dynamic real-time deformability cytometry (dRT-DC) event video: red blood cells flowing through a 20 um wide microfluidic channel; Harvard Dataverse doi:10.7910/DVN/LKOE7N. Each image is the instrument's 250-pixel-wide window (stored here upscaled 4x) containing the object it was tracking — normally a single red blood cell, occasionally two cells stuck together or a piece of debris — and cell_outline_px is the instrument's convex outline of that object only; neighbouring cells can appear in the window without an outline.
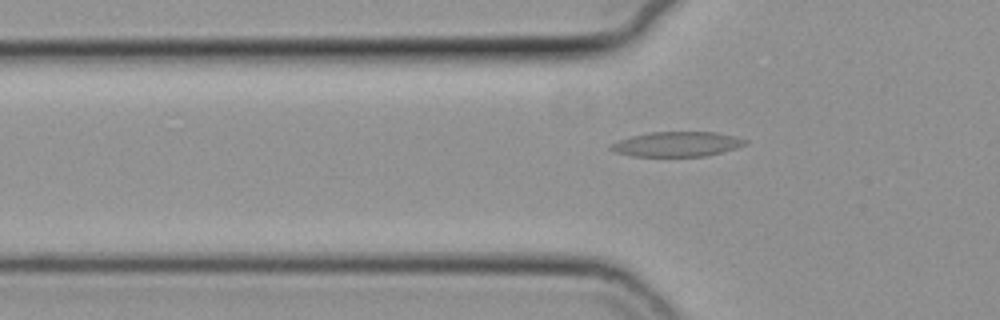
{"species": "common noctule bat (a hibernating species)", "species_latin": "Nyctalus noctula", "temperature_condition": "cold", "stored_images_in_passage": 45, "camera_frame_rate_fps": 3000, "um_per_image_px": 0.085, "animal": {"sex": "female", "body_mass_g": 19.3, "forearm_length_mm": 54.1}, "frame": {"image": 1, "passage_image": 8, "time_ms": 2.333, "image_size_px": [1000, 320], "cell_outline_px": [[748, 144], [736, 148], [704, 156], [632, 156], [616, 152], [608, 148], [612, 144], [620, 140], [632, 136], [648, 132], [716, 132], [736, 136], [748, 140]], "centroid_in_image_um": [57.58, 12.24], "position_along_channel_um": 68.2, "area_um2": 19.36}}
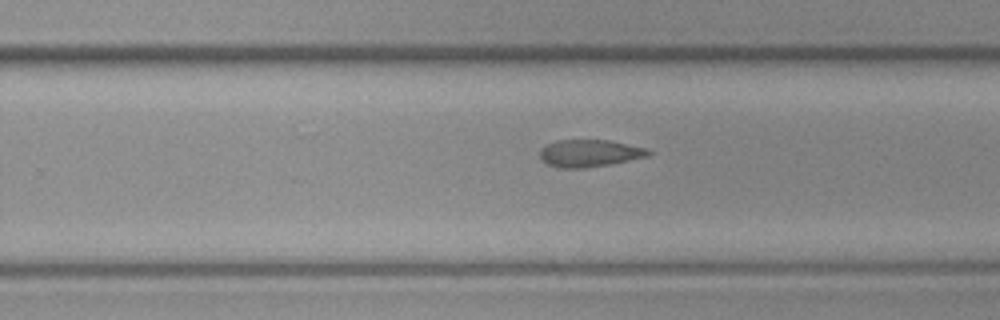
{"frame": {"image": 2, "passage_image": 25, "time_ms": 8.0, "image_size_px": [1000, 320], "cell_outline_px": [[652, 152], [648, 156], [608, 164], [584, 168], [560, 168], [548, 164], [540, 156], [540, 148], [556, 140], [608, 140], [648, 148]], "centroid_in_image_um": [50.11, 13.01], "position_along_channel_um": 279.7, "area_um2": 17.05}}
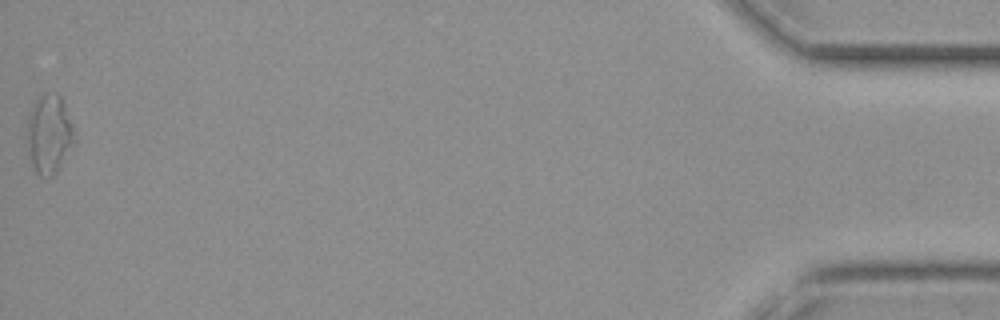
{"frame": {"image": 3, "passage_image": 45, "time_ms": 14.667, "image_size_px": [1000, 320], "cell_outline_px": [[76, 140], [56, 172], [52, 176], [40, 176], [36, 172], [32, 164], [24, 136], [28, 112], [36, 96], [44, 92], [56, 92], [60, 96], [64, 104]], "centroid_in_image_um": [4.11, 11.34], "position_along_channel_um": 431.1, "area_um2": 22.2}}